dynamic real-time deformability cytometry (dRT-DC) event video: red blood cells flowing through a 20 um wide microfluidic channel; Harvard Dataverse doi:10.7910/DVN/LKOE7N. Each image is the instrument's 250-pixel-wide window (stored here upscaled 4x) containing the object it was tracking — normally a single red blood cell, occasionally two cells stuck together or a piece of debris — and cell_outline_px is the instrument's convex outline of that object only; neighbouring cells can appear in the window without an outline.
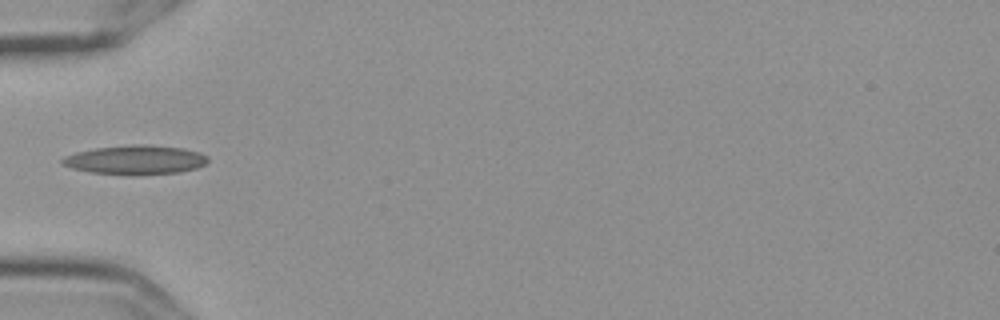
{"species": "Egyptian fruit bat (a non-hibernating species)", "species_latin": "Rousettus aegyptiacus", "temperature_condition": "cold", "stored_images_in_passage": 38, "camera_frame_rate_fps": 3000, "um_per_image_px": 0.085, "frame": {"image": 1, "passage_image": 1, "time_ms": 0.0, "image_size_px": [1000, 320], "cell_outline_px": [[208, 160], [204, 164], [196, 168], [180, 172], [132, 176], [92, 172], [72, 168], [60, 164], [60, 160], [64, 156], [76, 152], [96, 148], [132, 144], [148, 144], [184, 148], [200, 152], [208, 156]], "centroid_in_image_um": [11.51, 13.59], "position_along_channel_um": 73.5, "area_um2": 25.09}}
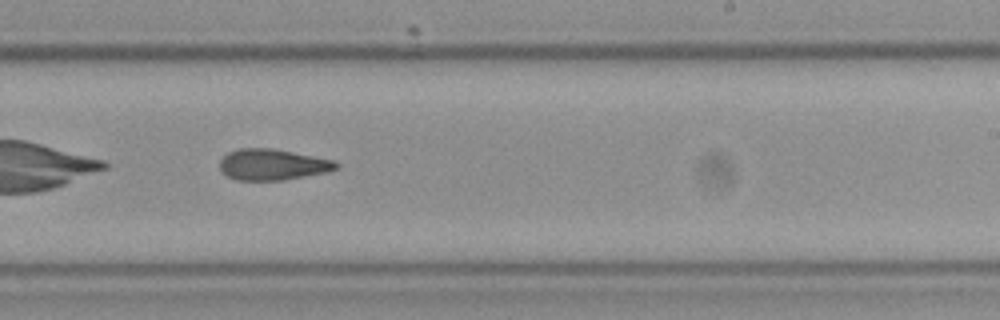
{"frame": {"image": 2, "passage_image": 17, "time_ms": 5.333, "image_size_px": [1000, 320], "cell_outline_px": [[340, 164], [336, 168], [324, 172], [284, 180], [236, 180], [220, 172], [220, 160], [228, 152], [240, 148], [272, 148], [336, 160]], "centroid_in_image_um": [23.14, 13.98], "position_along_channel_um": 265.9, "area_um2": 21.04}}
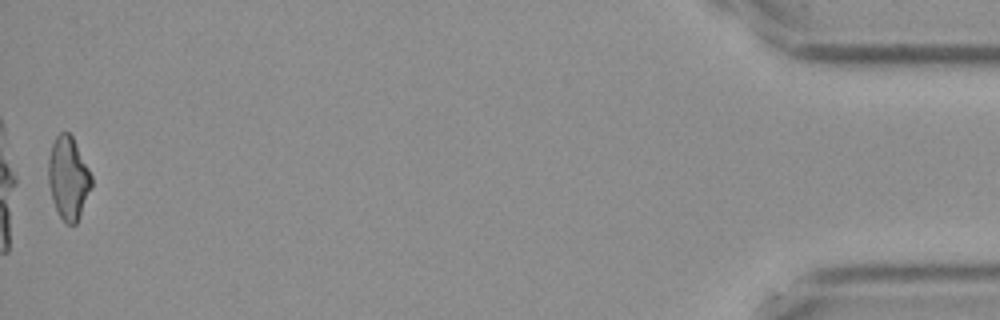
{"frame": {"image": 3, "passage_image": 38, "time_ms": 12.333, "image_size_px": [1000, 320], "cell_outline_px": [[92, 184], [76, 224], [64, 224], [52, 200], [48, 180], [48, 160], [52, 144], [56, 136], [60, 132], [68, 132], [72, 136], [92, 176]], "centroid_in_image_um": [5.79, 15.13], "position_along_channel_um": 429.4, "area_um2": 20.52}, "authors_computed_cell_mechanics": {"area_um2": 21.3282, "velocity_mm_per_s": 3.5883, "shape_relaxation_time_tau1_ms": null, "shape_relaxation_time_tau2_ms": 8.0332, "deformation_change_tau1": null, "deformation_change_tau2": 0.1783}}